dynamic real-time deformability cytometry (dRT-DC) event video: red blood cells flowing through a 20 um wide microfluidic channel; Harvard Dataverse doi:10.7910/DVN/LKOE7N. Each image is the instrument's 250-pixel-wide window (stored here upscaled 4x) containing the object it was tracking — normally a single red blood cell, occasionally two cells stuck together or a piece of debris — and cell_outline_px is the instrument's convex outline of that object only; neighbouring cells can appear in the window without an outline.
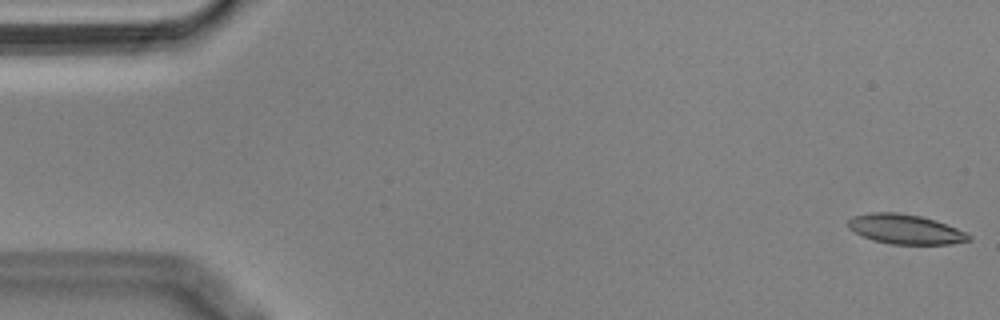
{"species": "Egyptian fruit bat (a non-hibernating species)", "species_latin": "Rousettus aegyptiacus", "temperature_condition": "cold", "stored_images_in_passage": 55, "segment_of_instrument_passage": [1, 2], "camera_frame_rate_fps": 3000, "um_per_image_px": 0.085, "animal": {"sex": "male"}, "frame": {"image": 1, "passage_image": 1, "time_ms": 0.0, "image_size_px": [1000, 320], "cell_outline_px": [[972, 240], [952, 244], [892, 244], [872, 240], [860, 236], [848, 228], [848, 220], [852, 216], [872, 212], [896, 212], [920, 216], [936, 220], [968, 232], [972, 236]], "centroid_in_image_um": [76.97, 19.48], "position_along_channel_um": 8.0, "area_um2": 21.15}}
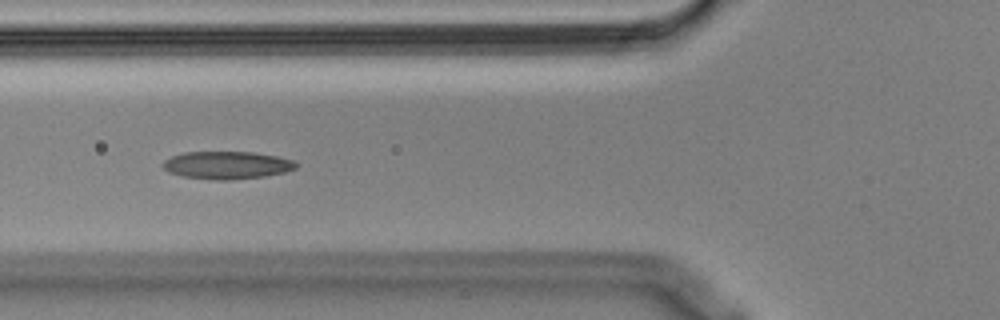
{"frame": {"image": 2, "passage_image": 20, "time_ms": 6.333, "image_size_px": [1000, 320], "cell_outline_px": [[296, 168], [284, 172], [264, 176], [228, 180], [216, 180], [184, 176], [168, 172], [160, 164], [164, 160], [172, 156], [184, 152], [256, 152], [276, 156], [292, 160], [296, 164]], "centroid_in_image_um": [19.25, 14.03], "position_along_channel_um": 106.5, "area_um2": 21.33}}
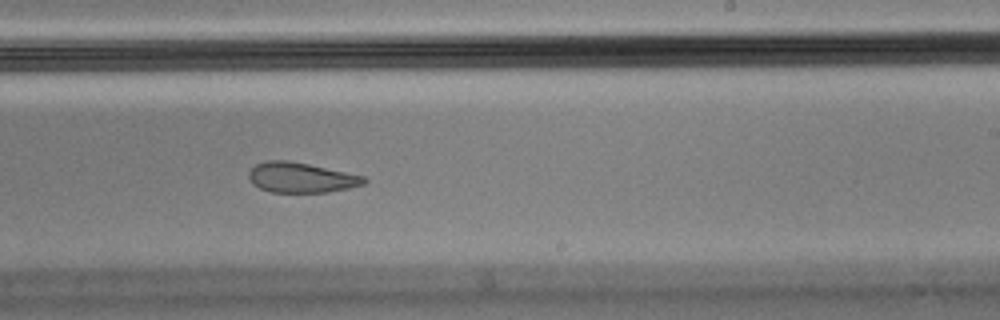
{"frame": {"image": 3, "passage_image": 33, "time_ms": 10.667, "image_size_px": [1000, 320], "cell_outline_px": [[368, 180], [364, 184], [348, 188], [328, 192], [272, 192], [260, 188], [252, 184], [248, 176], [248, 172], [256, 164], [264, 160], [288, 160], [308, 164], [364, 176]], "centroid_in_image_um": [25.56, 15.09], "position_along_channel_um": 263.4, "area_um2": 20.17}}